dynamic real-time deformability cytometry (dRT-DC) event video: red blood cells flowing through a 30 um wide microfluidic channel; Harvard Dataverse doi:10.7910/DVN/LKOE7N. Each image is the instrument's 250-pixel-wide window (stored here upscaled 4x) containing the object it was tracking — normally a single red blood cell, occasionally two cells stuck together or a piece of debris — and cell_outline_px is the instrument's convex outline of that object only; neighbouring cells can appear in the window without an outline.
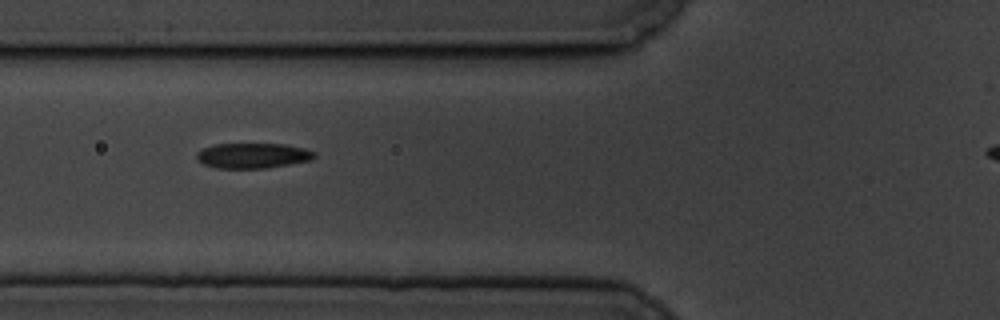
{"species": "common noctule bat (a hibernating species)", "species_latin": "Nyctalus noctula", "temperature_condition": "cold", "stored_images_in_passage": 4, "camera_frame_rate_fps": 3000, "um_per_image_px": 0.085, "animal": {"sex": "male", "body_mass_g": 19.5, "forearm_length_mm": 54.6}, "frame": {"image": 1, "passage_image": 2, "time_ms": 1.0, "image_size_px": [1000, 320], "cell_outline_px": [[316, 156], [312, 160], [264, 168], [216, 168], [204, 164], [196, 160], [196, 152], [204, 148], [216, 144], [288, 144], [304, 148], [316, 152]], "centroid_in_image_um": [21.49, 13.22], "position_along_channel_um": 104.3, "area_um2": 17.34}}
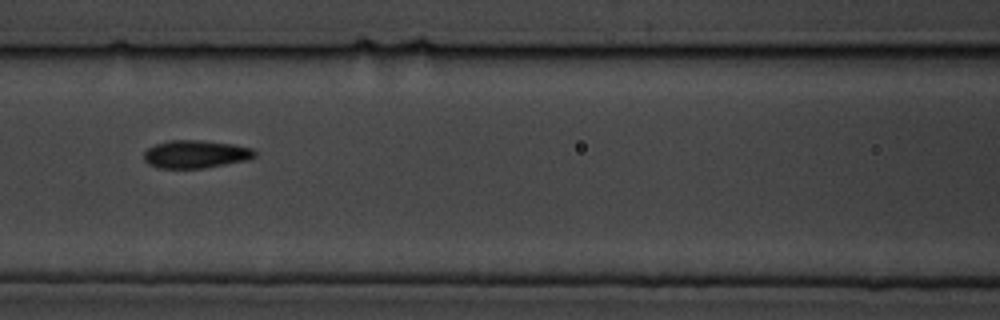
{"frame": {"image": 2, "passage_image": 3, "time_ms": 2.333, "image_size_px": [1000, 320], "cell_outline_px": [[256, 156], [248, 160], [204, 168], [160, 168], [148, 164], [144, 160], [144, 152], [148, 148], [156, 144], [172, 140], [200, 140], [232, 144], [252, 148], [256, 152]], "centroid_in_image_um": [16.64, 13.11], "position_along_channel_um": 150.0, "area_um2": 17.98}}
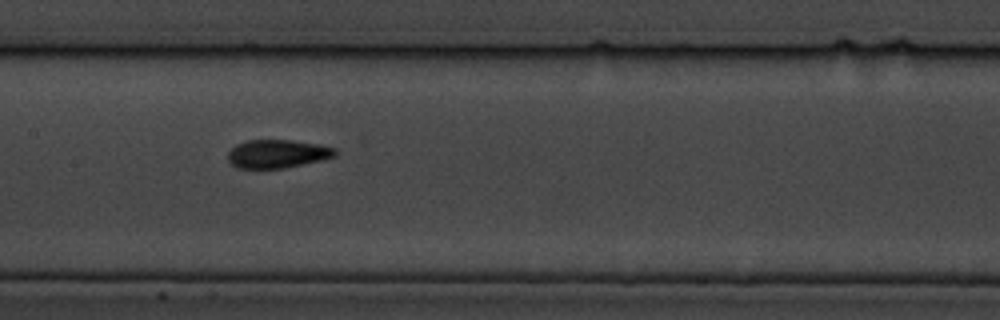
{"frame": {"image": 3, "passage_image": 4, "time_ms": 3.333, "image_size_px": [1000, 320], "cell_outline_px": [[336, 156], [324, 160], [284, 168], [236, 168], [228, 160], [228, 152], [236, 144], [248, 140], [292, 140], [320, 144], [336, 148]], "centroid_in_image_um": [23.61, 13.07], "position_along_channel_um": 183.8, "area_um2": 17.86}}